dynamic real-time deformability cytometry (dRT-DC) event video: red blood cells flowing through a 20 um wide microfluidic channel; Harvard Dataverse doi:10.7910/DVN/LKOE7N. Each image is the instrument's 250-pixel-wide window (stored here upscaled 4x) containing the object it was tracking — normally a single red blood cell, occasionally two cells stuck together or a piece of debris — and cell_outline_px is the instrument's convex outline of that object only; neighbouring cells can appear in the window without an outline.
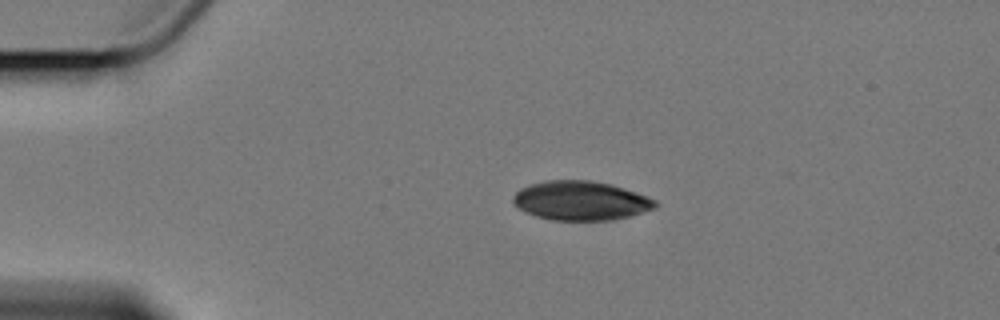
{"species": "Egyptian fruit bat (a non-hibernating species)", "species_latin": "Rousettus aegyptiacus", "temperature_condition": "cold", "stored_images_in_passage": 5, "camera_frame_rate_fps": 3000, "um_per_image_px": 0.085, "animal": {"sex": "female"}, "frame": {"image": 1, "passage_image": 1, "time_ms": 0.0, "image_size_px": [1000, 320], "cell_outline_px": [[660, 204], [656, 208], [628, 216], [612, 220], [552, 220], [536, 216], [512, 204], [512, 196], [520, 188], [528, 184], [544, 180], [592, 180], [612, 184], [624, 188], [656, 200]], "centroid_in_image_um": [49.35, 17.04], "position_along_channel_um": 35.7, "area_um2": 32.6}}
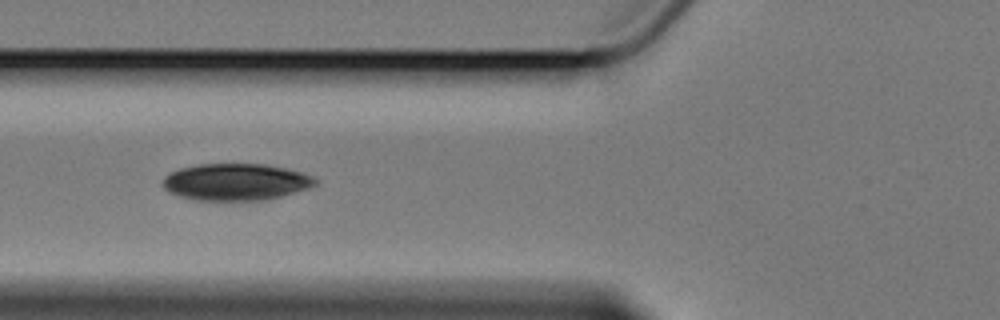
{"frame": {"image": 2, "passage_image": 4, "time_ms": 3.333, "image_size_px": [1000, 320], "cell_outline_px": [[316, 184], [308, 188], [268, 200], [192, 200], [180, 196], [164, 188], [160, 184], [164, 176], [180, 168], [200, 164], [264, 164], [284, 168], [300, 172], [312, 176], [316, 180]], "centroid_in_image_um": [20.01, 15.47], "position_along_channel_um": 105.8, "area_um2": 32.6}}
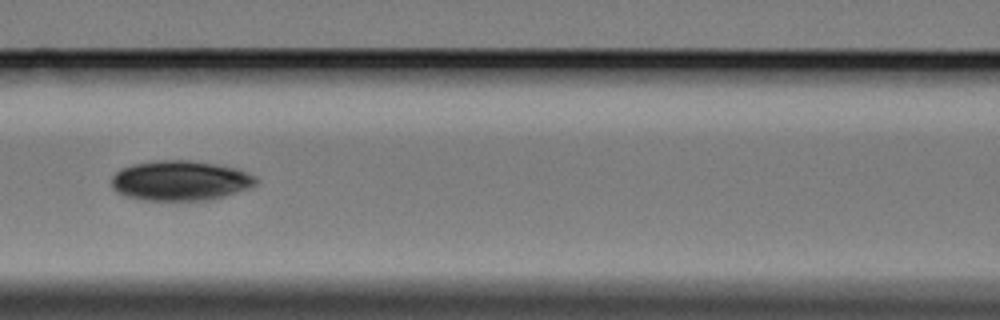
{"frame": {"image": 3, "passage_image": 5, "time_ms": 4.667, "image_size_px": [1000, 320], "cell_outline_px": [[256, 184], [224, 196], [208, 200], [144, 200], [128, 196], [116, 192], [112, 188], [112, 176], [116, 172], [132, 164], [160, 160], [188, 160], [216, 164], [236, 168], [256, 176]], "centroid_in_image_um": [15.3, 15.35], "position_along_channel_um": 151.3, "area_um2": 33.29}}